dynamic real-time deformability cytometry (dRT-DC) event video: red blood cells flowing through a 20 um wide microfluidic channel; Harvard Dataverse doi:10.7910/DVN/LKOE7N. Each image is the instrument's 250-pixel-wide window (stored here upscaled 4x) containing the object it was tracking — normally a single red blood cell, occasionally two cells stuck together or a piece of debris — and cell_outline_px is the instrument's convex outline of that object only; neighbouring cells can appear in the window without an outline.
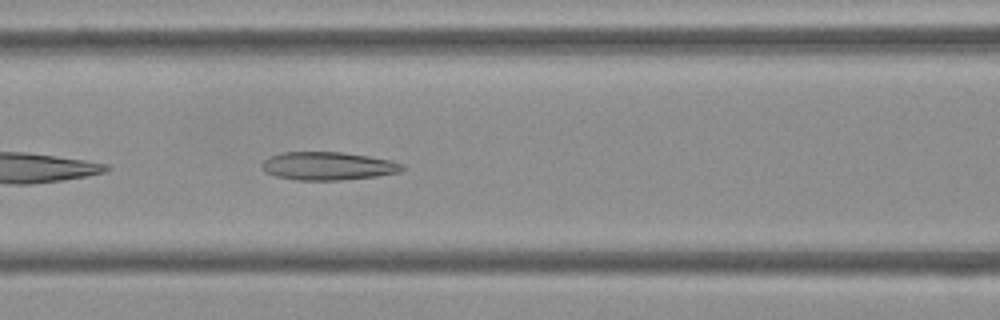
{"species": "Egyptian fruit bat (a non-hibernating species)", "species_latin": "Rousettus aegyptiacus", "temperature_condition": "cold", "stored_images_in_passage": 38, "camera_frame_rate_fps": 3000, "um_per_image_px": 0.085, "frame": {"image": 1, "passage_image": 7, "time_ms": 2.0, "image_size_px": [1000, 320], "cell_outline_px": [[404, 168], [400, 172], [376, 176], [340, 180], [296, 180], [276, 176], [264, 172], [264, 160], [272, 156], [284, 152], [340, 152], [368, 156], [392, 160], [404, 164]], "centroid_in_image_um": [27.92, 14.11], "position_along_channel_um": 138.7, "area_um2": 22.83}}
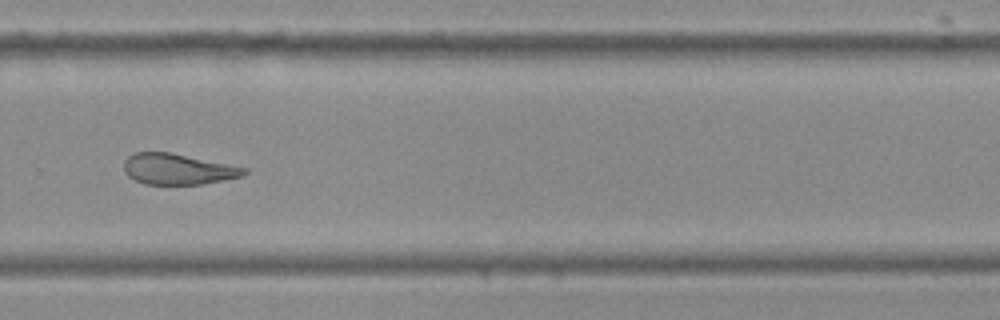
{"frame": {"image": 2, "passage_image": 21, "time_ms": 6.667, "image_size_px": [1000, 320], "cell_outline_px": [[248, 172], [240, 176], [200, 184], [144, 184], [128, 176], [124, 172], [124, 160], [132, 152], [168, 152], [248, 168]], "centroid_in_image_um": [15.06, 14.37], "position_along_channel_um": 314.7, "area_um2": 21.33}}
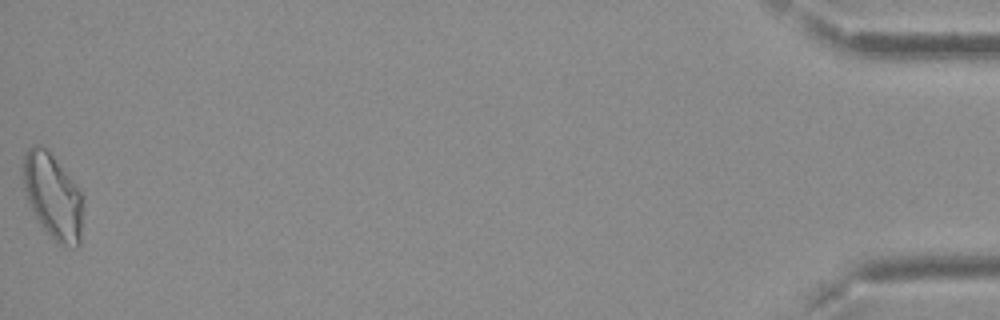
{"frame": {"image": 3, "passage_image": 38, "time_ms": 12.333, "image_size_px": [1000, 320], "cell_outline_px": [[84, 204], [80, 244], [76, 248], [64, 248], [40, 224], [28, 200], [24, 188], [20, 168], [24, 152], [32, 144], [40, 144], [52, 156], [68, 176], [80, 192]], "centroid_in_image_um": [4.48, 16.69], "position_along_channel_um": 430.7, "area_um2": 29.77}, "authors_computed_cell_mechanics": {"area_um2": 23.2645, "velocity_mm_per_s": 3.776, "shape_relaxation_time_tau1_ms": null, "shape_relaxation_time_tau2_ms": 3.5666, "deformation_change_tau1": null, "deformation_change_tau2": 0.1287}}